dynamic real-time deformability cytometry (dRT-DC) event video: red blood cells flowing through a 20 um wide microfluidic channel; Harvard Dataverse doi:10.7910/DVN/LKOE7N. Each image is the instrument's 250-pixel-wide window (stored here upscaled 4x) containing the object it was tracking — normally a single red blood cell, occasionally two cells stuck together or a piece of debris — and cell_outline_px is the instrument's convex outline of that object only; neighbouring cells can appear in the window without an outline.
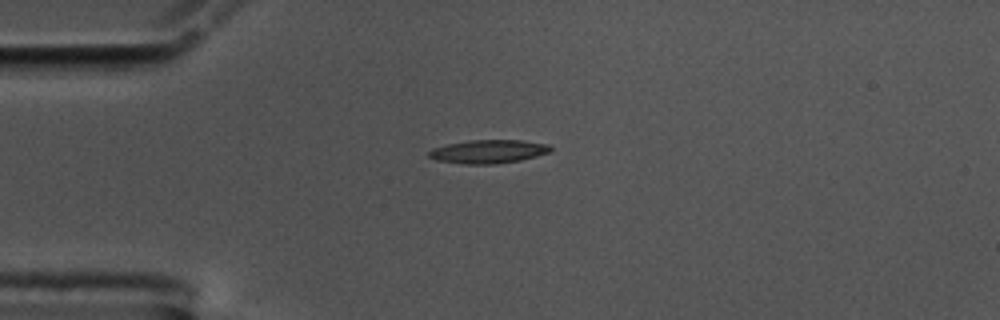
{"species": "common noctule bat (a hibernating species)", "species_latin": "Nyctalus noctula", "temperature_condition": "cold", "stored_images_in_passage": 43, "camera_frame_rate_fps": 3000, "um_per_image_px": 0.085, "animal": {"sex": "male", "body_mass_g": 17.5, "forearm_length_mm": 52.3}, "frame": {"image": 1, "passage_image": 1, "time_ms": 0.0, "image_size_px": [1000, 320], "cell_outline_px": [[552, 152], [520, 160], [496, 164], [464, 164], [436, 160], [428, 156], [428, 152], [432, 148], [448, 144], [472, 140], [524, 140], [548, 144], [552, 148]], "centroid_in_image_um": [41.53, 12.88], "position_along_channel_um": 43.5, "area_um2": 16.7}}
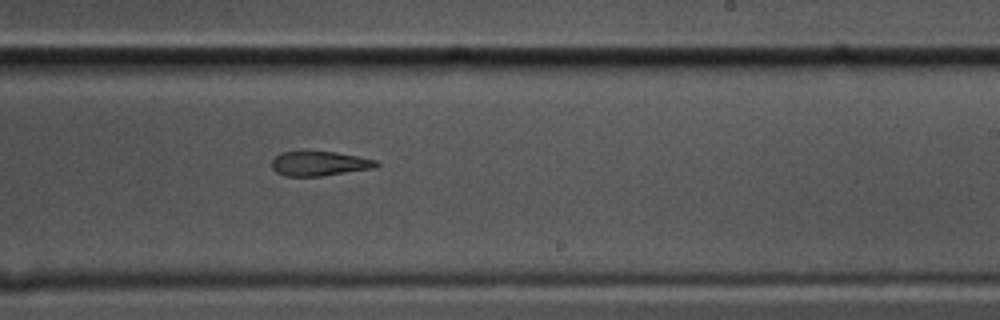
{"frame": {"image": 2, "passage_image": 21, "time_ms": 6.667, "image_size_px": [1000, 320], "cell_outline_px": [[380, 164], [376, 168], [320, 176], [284, 176], [276, 172], [272, 168], [272, 160], [280, 152], [336, 152], [376, 160]], "centroid_in_image_um": [27.16, 13.91], "position_along_channel_um": 261.8, "area_um2": 14.85}}
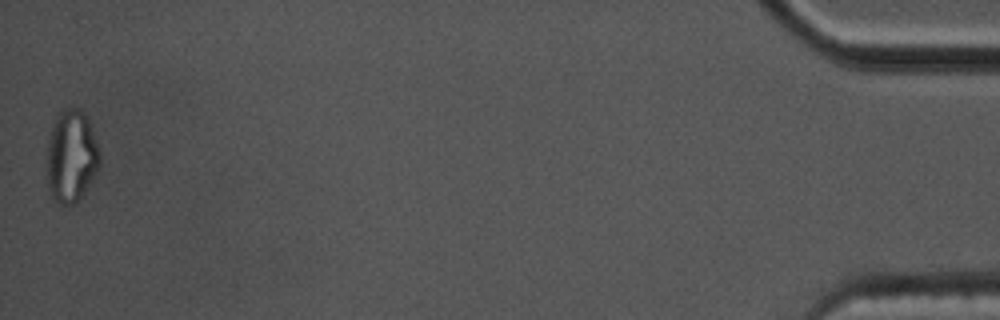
{"frame": {"image": 3, "passage_image": 43, "time_ms": 14.0, "image_size_px": [1000, 320], "cell_outline_px": [[100, 164], [88, 188], [72, 204], [60, 204], [52, 200], [48, 188], [48, 140], [56, 116], [60, 112], [68, 108], [80, 108], [84, 112], [88, 120], [100, 152]], "centroid_in_image_um": [6.07, 13.29], "position_along_channel_um": 429.1, "area_um2": 28.15}, "authors_computed_cell_mechanics": {"area_um2": 16.5886, "velocity_mm_per_s": 3.566, "shape_relaxation_time_tau1_ms": null, "shape_relaxation_time_tau2_ms": 9.1688, "deformation_change_tau1": null, "deformation_change_tau2": 0.2316}}